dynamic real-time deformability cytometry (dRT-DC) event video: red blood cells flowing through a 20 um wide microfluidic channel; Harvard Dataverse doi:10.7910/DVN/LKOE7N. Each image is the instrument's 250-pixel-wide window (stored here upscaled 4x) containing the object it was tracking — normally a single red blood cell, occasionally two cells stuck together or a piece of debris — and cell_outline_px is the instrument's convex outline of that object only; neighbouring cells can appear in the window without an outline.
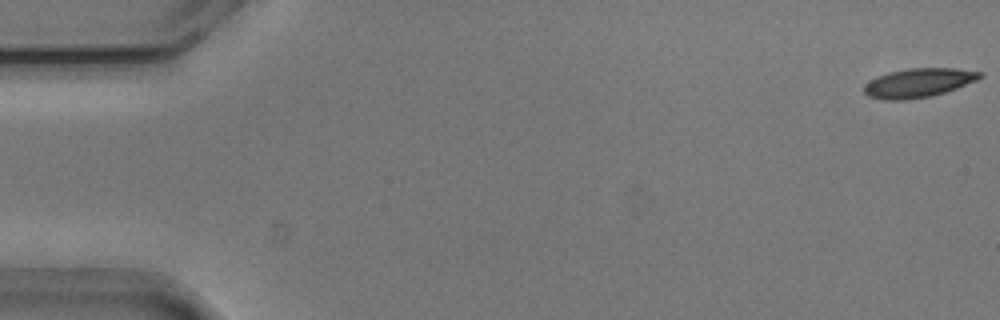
{"species": "common noctule bat (a hibernating species)", "species_latin": "Nyctalus noctula", "temperature_condition": "cold", "stored_images_in_passage": 5, "camera_frame_rate_fps": 3000, "um_per_image_px": 0.085, "animal": {"sex": "male", "body_mass_g": 20.5, "forearm_length_mm": 52.5}, "frame": {"image": 1, "passage_image": 1, "time_ms": 0.0, "image_size_px": [1000, 320], "cell_outline_px": [[984, 76], [976, 80], [956, 88], [932, 96], [908, 100], [884, 100], [868, 96], [864, 92], [864, 84], [876, 76], [888, 72], [908, 68], [956, 68], [984, 72]], "centroid_in_image_um": [78.06, 7.04], "position_along_channel_um": 6.9, "area_um2": 19.77}}